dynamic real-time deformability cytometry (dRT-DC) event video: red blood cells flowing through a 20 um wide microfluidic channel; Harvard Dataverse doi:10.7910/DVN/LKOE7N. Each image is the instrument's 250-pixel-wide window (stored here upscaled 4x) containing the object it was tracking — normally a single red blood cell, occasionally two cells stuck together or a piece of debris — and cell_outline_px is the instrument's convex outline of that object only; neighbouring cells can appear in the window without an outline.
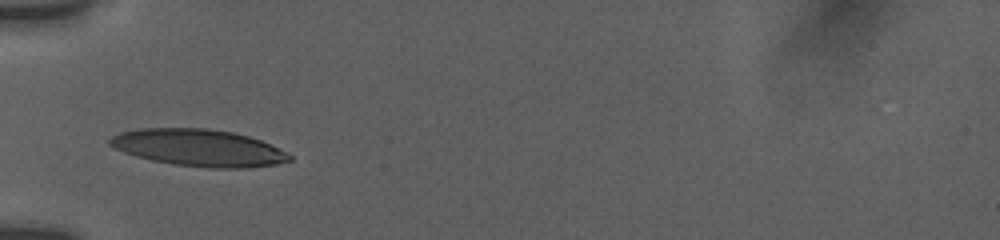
{"species": "human", "species_latin": "Homo sapiens", "temperature_condition": "room temperature", "stored_images_in_passage": 6, "camera_frame_rate_fps": 3000, "um_per_image_px": 0.085, "donor": {"sex": "female"}, "frame": {"image": 1, "passage_image": 1, "time_ms": 0.0, "image_size_px": [1000, 240], "cell_outline_px": [[292, 160], [276, 164], [244, 168], [208, 168], [176, 164], [152, 160], [136, 156], [124, 152], [108, 144], [108, 140], [112, 136], [120, 132], [140, 128], [208, 128], [232, 132], [248, 136], [260, 140], [288, 152], [292, 156]], "centroid_in_image_um": [16.89, 12.55], "position_along_channel_um": 68.1, "area_um2": 38.61}}
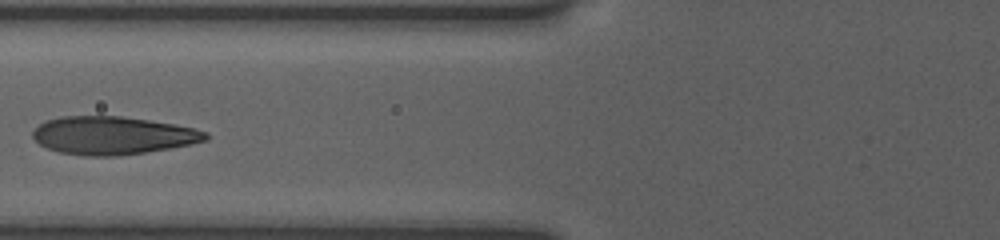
{"frame": {"image": 2, "passage_image": 3, "time_ms": 1.333, "image_size_px": [1000, 240], "cell_outline_px": [[208, 140], [192, 144], [148, 152], [116, 156], [84, 156], [60, 152], [48, 148], [40, 144], [32, 136], [32, 132], [44, 120], [60, 116], [120, 116], [148, 120], [172, 124], [192, 128], [204, 132], [208, 136]], "centroid_in_image_um": [9.55, 11.52], "position_along_channel_um": 116.3, "area_um2": 38.15}}
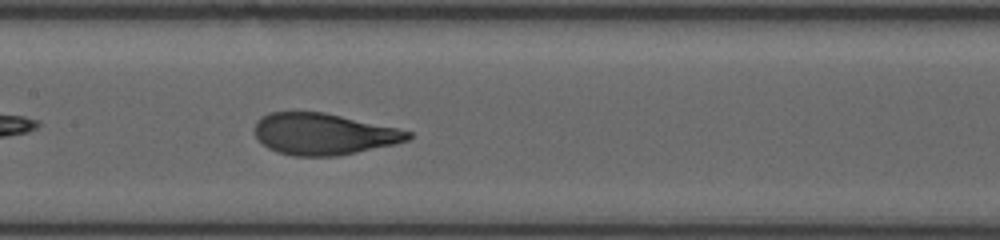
{"frame": {"image": 3, "passage_image": 6, "time_ms": 3.0, "image_size_px": [1000, 240], "cell_outline_px": [[412, 136], [408, 140], [396, 144], [336, 156], [292, 156], [276, 152], [268, 148], [256, 136], [256, 124], [264, 116], [272, 112], [324, 112], [396, 128], [412, 132]], "centroid_in_image_um": [27.53, 11.4], "position_along_channel_um": 179.9, "area_um2": 36.65}}